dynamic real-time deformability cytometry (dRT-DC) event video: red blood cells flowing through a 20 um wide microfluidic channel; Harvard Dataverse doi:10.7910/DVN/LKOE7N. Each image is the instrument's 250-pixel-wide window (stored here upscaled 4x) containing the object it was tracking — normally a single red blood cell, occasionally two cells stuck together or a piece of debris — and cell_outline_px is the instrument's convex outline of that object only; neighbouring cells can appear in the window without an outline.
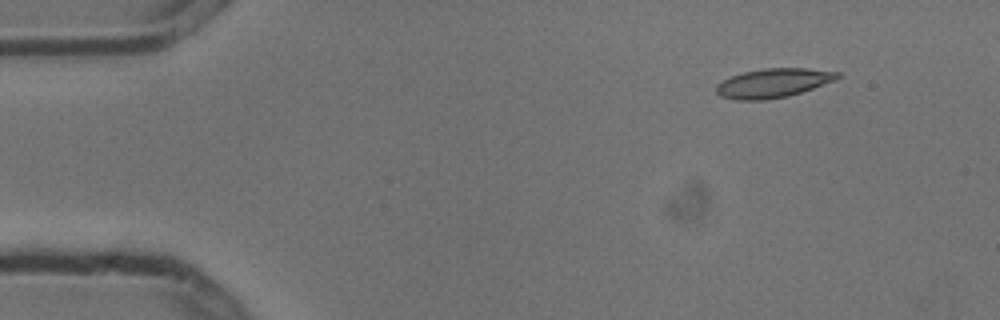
{"species": "common noctule bat (a hibernating species)", "species_latin": "Nyctalus noctula", "temperature_condition": "cold", "stored_images_in_passage": 6, "camera_frame_rate_fps": 3000, "um_per_image_px": 0.085, "animal": {"sex": "male", "body_mass_g": 13.3}, "frame": {"image": 1, "passage_image": 2, "time_ms": 0.333, "image_size_px": [1000, 320], "cell_outline_px": [[840, 76], [836, 80], [788, 96], [764, 100], [736, 100], [720, 96], [716, 92], [716, 84], [732, 76], [744, 72], [764, 68], [808, 68], [840, 72]], "centroid_in_image_um": [65.72, 7.05], "position_along_channel_um": 19.3, "area_um2": 20.46}}
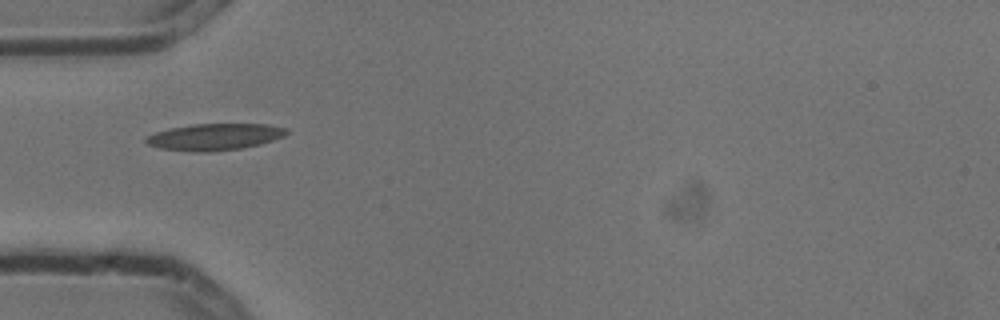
{"frame": {"image": 2, "passage_image": 5, "time_ms": 1.333, "image_size_px": [1000, 320], "cell_outline_px": [[288, 132], [284, 136], [260, 144], [240, 148], [208, 152], [196, 152], [160, 148], [148, 144], [144, 140], [148, 136], [156, 132], [168, 128], [192, 124], [268, 124], [288, 128]], "centroid_in_image_um": [18.25, 11.62], "position_along_channel_um": 66.7, "area_um2": 21.73}}
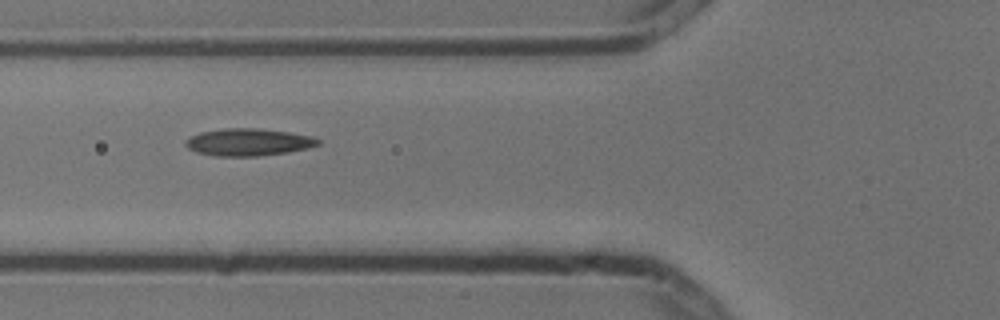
{"frame": {"image": 3, "passage_image": 6, "time_ms": 1.667, "image_size_px": [1000, 320], "cell_outline_px": [[320, 144], [308, 148], [288, 152], [256, 156], [216, 156], [196, 152], [188, 148], [184, 144], [184, 140], [200, 132], [224, 128], [256, 128], [288, 132], [312, 136], [320, 140]], "centroid_in_image_um": [21.09, 12.08], "position_along_channel_um": 104.7, "area_um2": 21.04}}